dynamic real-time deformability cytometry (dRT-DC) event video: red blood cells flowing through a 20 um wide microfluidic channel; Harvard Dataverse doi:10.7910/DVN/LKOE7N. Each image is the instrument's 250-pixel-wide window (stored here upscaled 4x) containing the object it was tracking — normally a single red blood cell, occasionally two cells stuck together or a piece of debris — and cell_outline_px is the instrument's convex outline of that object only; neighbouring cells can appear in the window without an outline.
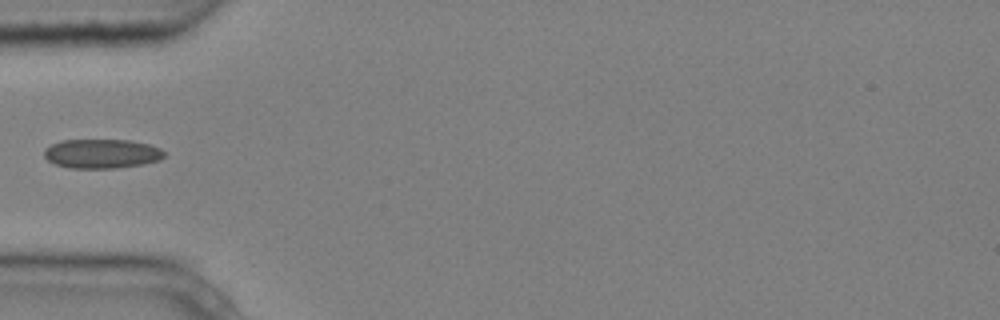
{"species": "common noctule bat (a hibernating species)", "species_latin": "Nyctalus noctula", "temperature_condition": "cold", "stored_images_in_passage": 1, "camera_frame_rate_fps": 3000, "um_per_image_px": 0.085, "animal": {"sex": "male", "body_mass_g": 20.4}, "frame": {"image": 1, "passage_image": 1, "time_ms": 0.0, "image_size_px": [1000, 320], "cell_outline_px": [[164, 156], [160, 160], [144, 164], [116, 168], [68, 168], [56, 164], [48, 160], [44, 156], [44, 148], [60, 140], [128, 140], [148, 144], [160, 148], [164, 152]], "centroid_in_image_um": [8.64, 13.06], "position_along_channel_um": 76.4, "area_um2": 20.52}}